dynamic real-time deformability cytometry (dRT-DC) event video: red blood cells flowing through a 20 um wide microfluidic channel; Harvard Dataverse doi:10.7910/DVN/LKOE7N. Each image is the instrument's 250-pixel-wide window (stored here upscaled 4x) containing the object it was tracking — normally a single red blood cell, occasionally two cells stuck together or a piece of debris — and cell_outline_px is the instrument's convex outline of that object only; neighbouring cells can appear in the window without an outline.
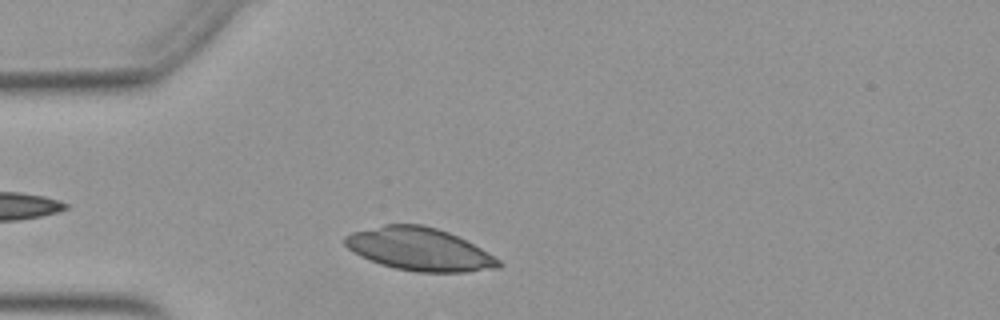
{"species": "Egyptian fruit bat (a non-hibernating species)", "species_latin": "Rousettus aegyptiacus", "temperature_condition": "warm", "stored_images_in_passage": 37, "camera_frame_rate_fps": 3000, "um_per_image_px": 0.085, "animal": {"sex": "female"}, "frame": {"image": 1, "passage_image": 3, "time_ms": 0.667, "image_size_px": [1000, 320], "cell_outline_px": [[504, 264], [500, 268], [464, 272], [416, 272], [392, 268], [368, 260], [352, 252], [344, 244], [344, 236], [352, 232], [384, 224], [424, 224], [448, 232], [488, 252], [500, 260]], "centroid_in_image_um": [35.62, 21.19], "position_along_channel_um": 49.4, "area_um2": 38.55}}
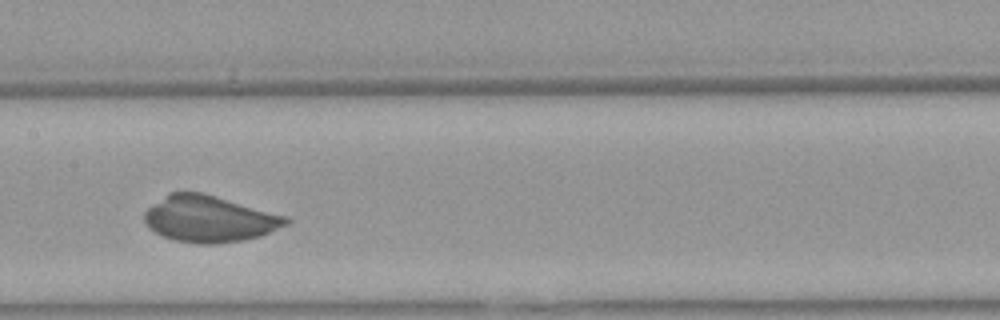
{"frame": {"image": 2, "passage_image": 15, "time_ms": 4.667, "image_size_px": [1000, 320], "cell_outline_px": [[292, 220], [288, 224], [260, 236], [244, 240], [216, 244], [200, 244], [176, 240], [164, 236], [148, 228], [144, 220], [144, 212], [148, 208], [168, 192], [204, 192], [288, 216]], "centroid_in_image_um": [17.81, 18.59], "position_along_channel_um": 189.6, "area_um2": 38.49}}
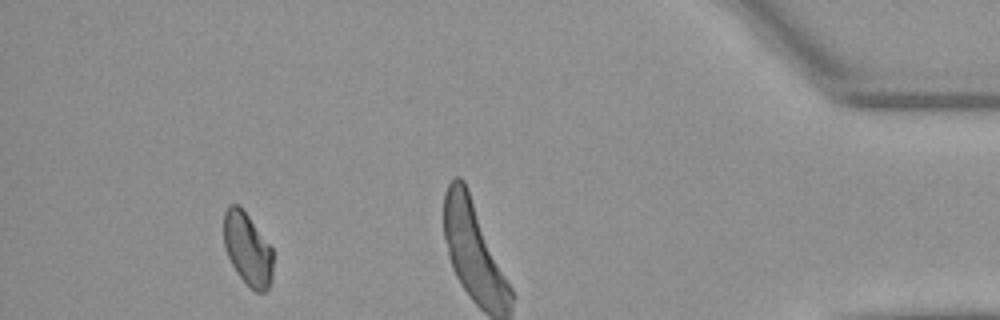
{"frame": {"image": 3, "passage_image": 33, "time_ms": 10.667, "image_size_px": [1000, 320], "cell_outline_px": [[272, 276], [268, 288], [264, 292], [256, 292], [248, 288], [236, 272], [224, 248], [224, 212], [228, 204], [240, 204], [272, 248]], "centroid_in_image_um": [21.03, 21.17], "position_along_channel_um": 414.2, "area_um2": 21.04}}